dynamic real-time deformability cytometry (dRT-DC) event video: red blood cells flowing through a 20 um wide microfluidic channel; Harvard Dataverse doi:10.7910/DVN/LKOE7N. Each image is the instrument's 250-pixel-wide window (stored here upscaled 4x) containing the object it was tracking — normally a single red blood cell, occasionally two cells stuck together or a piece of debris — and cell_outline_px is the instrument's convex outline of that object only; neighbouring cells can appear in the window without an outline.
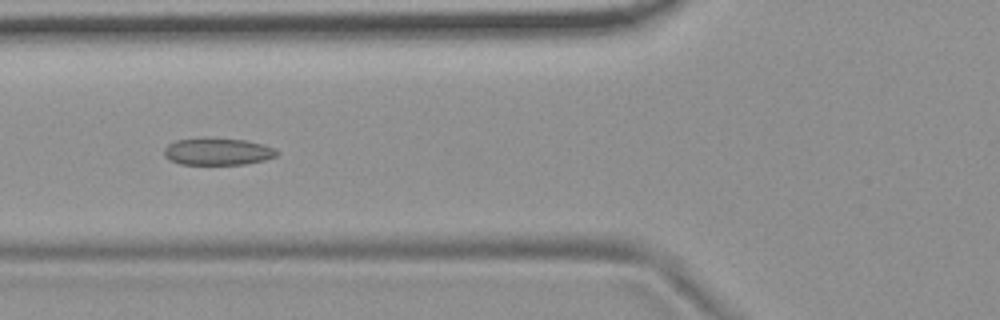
{"species": "common noctule bat (a hibernating species)", "species_latin": "Nyctalus noctula", "temperature_condition": "room temperature", "stored_images_in_passage": 14, "camera_frame_rate_fps": 3000, "um_per_image_px": 0.085, "animal": {"sex": "female", "body_mass_g": 19.9}, "frame": {"image": 1, "passage_image": 5, "time_ms": 1.333, "image_size_px": [1000, 320], "cell_outline_px": [[280, 152], [276, 156], [264, 160], [244, 164], [180, 164], [168, 160], [164, 156], [164, 148], [168, 144], [176, 140], [244, 140], [264, 144]], "centroid_in_image_um": [18.5, 12.92], "position_along_channel_um": 107.3, "area_um2": 17.17}}